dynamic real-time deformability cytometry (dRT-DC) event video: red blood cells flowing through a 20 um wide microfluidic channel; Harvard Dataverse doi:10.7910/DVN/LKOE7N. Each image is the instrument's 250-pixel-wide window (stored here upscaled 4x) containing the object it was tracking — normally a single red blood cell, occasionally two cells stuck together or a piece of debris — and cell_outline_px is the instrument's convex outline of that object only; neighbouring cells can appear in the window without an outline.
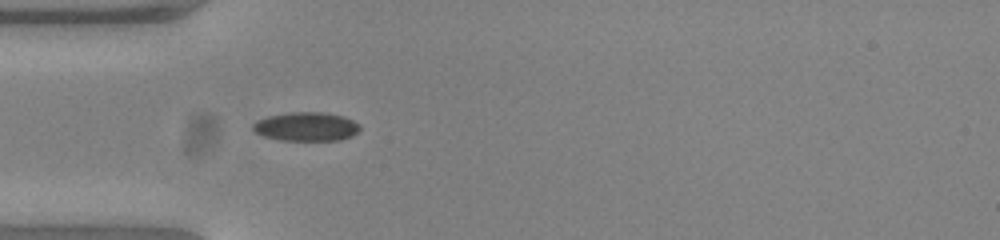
{"species": "common noctule bat (a hibernating species)", "species_latin": "Nyctalus noctula", "temperature_condition": "warm", "stored_images_in_passage": 38, "camera_frame_rate_fps": 3000, "um_per_image_px": 0.085, "animal": {"sex": "female", "body_mass_g": 23.0, "forearm_length_mm": 53.4}, "frame": {"image": 1, "passage_image": 1, "time_ms": 0.0, "image_size_px": [1000, 240], "cell_outline_px": [[360, 128], [352, 136], [340, 140], [280, 140], [264, 136], [256, 132], [252, 128], [252, 124], [256, 120], [268, 116], [292, 112], [320, 112], [344, 116], [360, 124]], "centroid_in_image_um": [26.03, 10.76], "position_along_channel_um": 59.0, "area_um2": 17.92}}
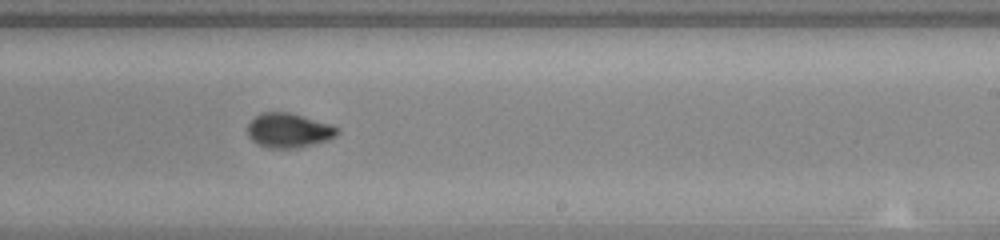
{"frame": {"image": 2, "passage_image": 17, "time_ms": 5.333, "image_size_px": [1000, 240], "cell_outline_px": [[340, 132], [336, 136], [328, 140], [300, 148], [268, 148], [256, 144], [248, 136], [248, 124], [260, 112], [288, 112], [328, 124], [340, 128]], "centroid_in_image_um": [24.53, 11.1], "position_along_channel_um": 264.5, "area_um2": 18.03}}
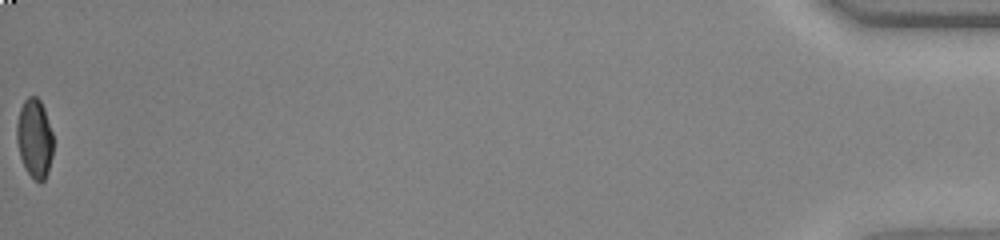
{"frame": {"image": 3, "passage_image": 38, "time_ms": 12.333, "image_size_px": [1000, 240], "cell_outline_px": [[52, 156], [48, 172], [44, 180], [40, 184], [24, 168], [20, 156], [16, 140], [16, 124], [20, 108], [24, 100], [28, 96], [36, 96], [40, 100], [44, 108], [52, 132]], "centroid_in_image_um": [2.92, 11.76], "position_along_channel_um": 432.3, "area_um2": 16.88}, "authors_computed_cell_mechanics": {"area_um2": 17.7446, "velocity_mm_per_s": 3.8996, "shape_relaxation_time_tau1_ms": 3.5169, "shape_relaxation_time_tau2_ms": 1.0469, "deformation_change_tau1": 0.1496, "deformation_change_tau2": 0.0444}}